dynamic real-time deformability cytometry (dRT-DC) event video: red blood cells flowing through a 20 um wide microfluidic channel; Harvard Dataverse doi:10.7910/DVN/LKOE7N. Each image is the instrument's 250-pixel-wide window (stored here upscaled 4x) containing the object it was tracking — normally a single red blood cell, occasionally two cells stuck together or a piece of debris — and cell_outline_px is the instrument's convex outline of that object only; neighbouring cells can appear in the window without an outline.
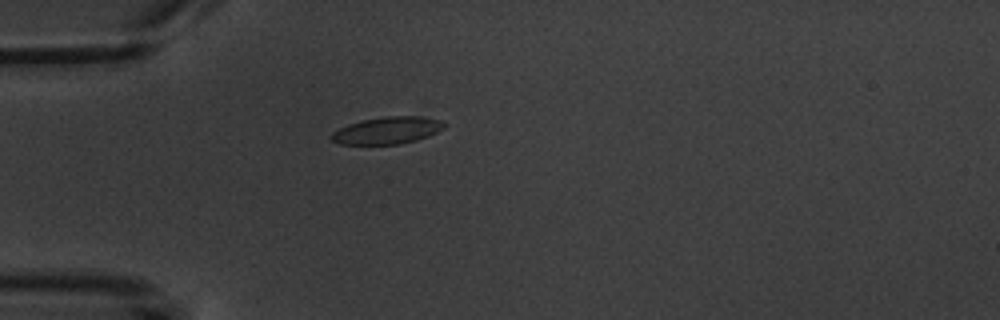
{"species": "common noctule bat (a hibernating species)", "species_latin": "Nyctalus noctula", "temperature_condition": "warm", "stored_images_in_passage": 3, "camera_frame_rate_fps": 3000, "um_per_image_px": 0.085, "animal": {"sex": "male", "body_mass_g": 20.1, "forearm_length_mm": 53.5}, "frame": {"image": 1, "passage_image": 3, "time_ms": 2.333, "image_size_px": [1000, 320], "cell_outline_px": [[448, 124], [444, 128], [428, 136], [416, 140], [400, 144], [340, 144], [332, 140], [328, 136], [332, 132], [348, 124], [364, 120], [384, 116], [420, 116], [440, 120]], "centroid_in_image_um": [32.92, 11.08], "position_along_channel_um": 52.1, "area_um2": 17.8}}